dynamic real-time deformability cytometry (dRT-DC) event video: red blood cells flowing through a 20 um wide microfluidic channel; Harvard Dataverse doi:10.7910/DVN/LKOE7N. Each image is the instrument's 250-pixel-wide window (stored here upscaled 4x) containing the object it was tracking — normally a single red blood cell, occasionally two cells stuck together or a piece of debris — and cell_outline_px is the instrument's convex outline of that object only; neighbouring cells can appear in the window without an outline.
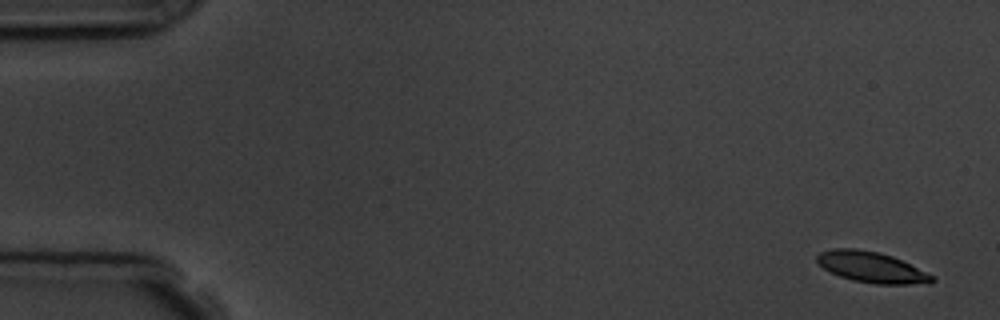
{"species": "common noctule bat (a hibernating species)", "species_latin": "Nyctalus noctula", "temperature_condition": "room temperature", "stored_images_in_passage": 5, "camera_frame_rate_fps": 3000, "um_per_image_px": 0.085, "animal": {"sex": "male", "body_mass_g": 19.5, "forearm_length_mm": 54.6}, "frame": {"image": 1, "passage_image": 1, "time_ms": 0.0, "image_size_px": [1000, 320], "cell_outline_px": [[936, 280], [928, 284], [876, 284], [852, 280], [840, 276], [824, 268], [816, 260], [816, 256], [820, 252], [832, 248], [856, 248], [876, 252], [892, 256], [936, 276]], "centroid_in_image_um": [74.12, 22.72], "position_along_channel_um": 10.9, "area_um2": 20.63}}
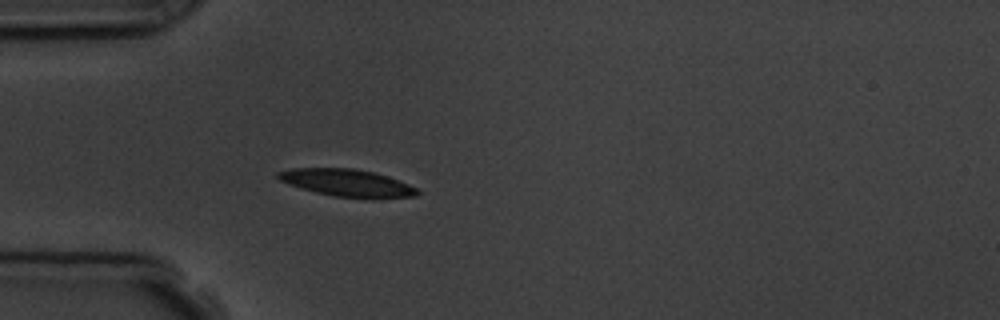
{"frame": {"image": 2, "passage_image": 5, "time_ms": 4.667, "image_size_px": [1000, 320], "cell_outline_px": [[420, 192], [416, 196], [372, 200], [332, 196], [300, 188], [288, 184], [280, 180], [276, 176], [276, 172], [292, 168], [352, 168], [372, 172], [388, 176], [408, 184], [416, 188]], "centroid_in_image_um": [29.52, 15.57], "position_along_channel_um": 55.5, "area_um2": 22.54}}